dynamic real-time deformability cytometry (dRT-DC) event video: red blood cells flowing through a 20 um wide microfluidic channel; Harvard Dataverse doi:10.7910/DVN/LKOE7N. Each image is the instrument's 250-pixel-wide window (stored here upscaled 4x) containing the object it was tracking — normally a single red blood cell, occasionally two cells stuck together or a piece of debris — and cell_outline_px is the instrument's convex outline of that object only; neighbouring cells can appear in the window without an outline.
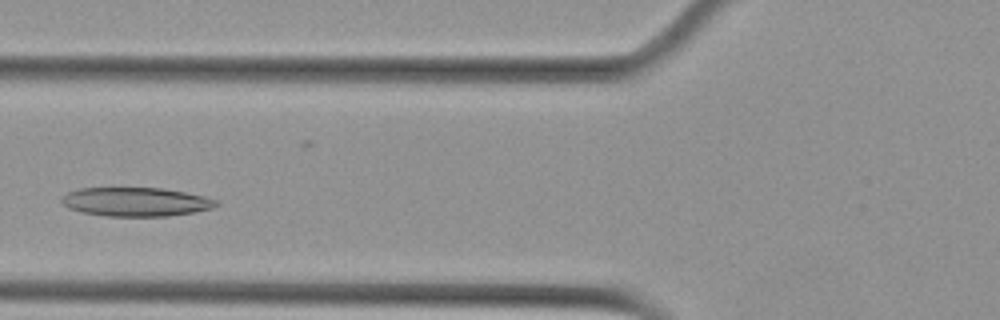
{"species": "Egyptian fruit bat (a non-hibernating species)", "species_latin": "Rousettus aegyptiacus", "temperature_condition": "cold", "stored_images_in_passage": 8, "camera_frame_rate_fps": 3000, "um_per_image_px": 0.085, "animal": {"sex": "female"}, "frame": {"image": 1, "passage_image": 4, "time_ms": 1.0, "image_size_px": [1000, 320], "cell_outline_px": [[220, 204], [212, 208], [192, 212], [168, 216], [104, 216], [80, 212], [68, 208], [60, 200], [68, 192], [80, 188], [164, 188], [204, 196], [216, 200]], "centroid_in_image_um": [11.53, 17.16], "position_along_channel_um": 114.3, "area_um2": 25.95}}
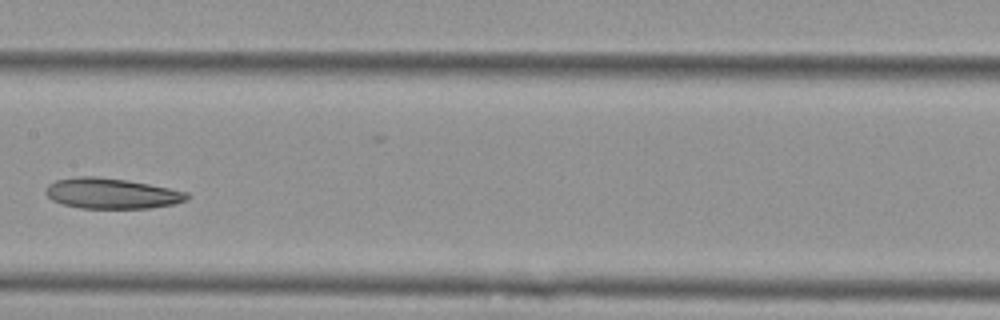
{"frame": {"image": 2, "passage_image": 6, "time_ms": 1.667, "image_size_px": [1000, 320], "cell_outline_px": [[192, 196], [188, 200], [172, 204], [152, 208], [80, 208], [64, 204], [52, 200], [44, 192], [48, 184], [56, 180], [80, 176], [96, 176], [128, 180], [188, 192]], "centroid_in_image_um": [9.5, 16.44], "position_along_channel_um": 197.9, "area_um2": 25.14}}
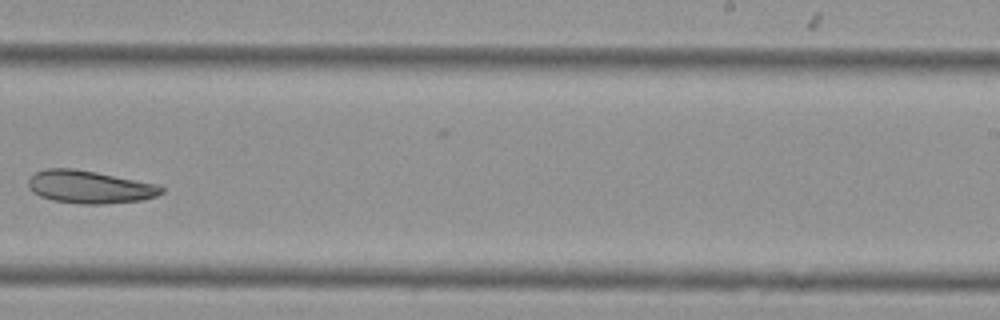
{"frame": {"image": 3, "passage_image": 8, "time_ms": 2.333, "image_size_px": [1000, 320], "cell_outline_px": [[164, 192], [156, 196], [140, 200], [104, 204], [80, 204], [52, 200], [40, 196], [32, 192], [28, 184], [28, 180], [36, 172], [44, 168], [72, 168], [96, 172], [160, 184], [164, 188]], "centroid_in_image_um": [7.64, 15.89], "position_along_channel_um": 281.4, "area_um2": 25.55}}